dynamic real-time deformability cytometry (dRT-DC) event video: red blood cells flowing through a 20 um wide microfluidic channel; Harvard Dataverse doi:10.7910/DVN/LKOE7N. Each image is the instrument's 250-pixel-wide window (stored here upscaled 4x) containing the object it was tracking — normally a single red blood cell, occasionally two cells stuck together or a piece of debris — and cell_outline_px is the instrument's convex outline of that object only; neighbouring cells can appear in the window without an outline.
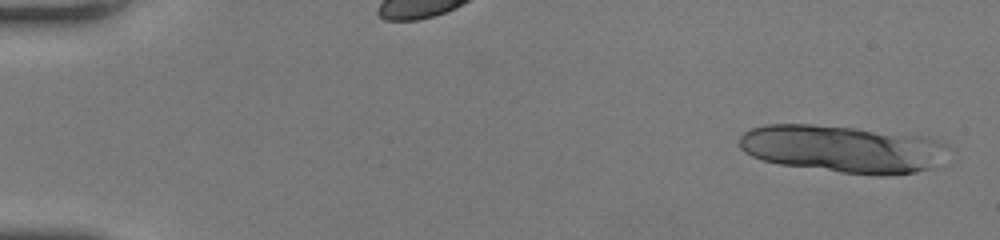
{"species": "human", "species_latin": "Homo sapiens", "temperature_condition": "room temperature", "stored_images_in_passage": 16, "camera_frame_rate_fps": 3000, "um_per_image_px": 0.085, "donor": {"sex": "female"}, "frame": {"image": 1, "passage_image": 1, "time_ms": 0.0, "image_size_px": [1000, 240], "cell_outline_px": [[944, 144], [932, 168], [916, 172], [884, 176], [876, 176], [840, 172], [780, 164], [764, 160], [752, 156], [744, 152], [740, 148], [740, 136], [744, 132], [752, 128], [764, 124], [812, 124], [856, 128], [924, 136], [940, 140]], "centroid_in_image_um": [71.53, 12.65], "position_along_channel_um": 13.5, "area_um2": 57.05}}